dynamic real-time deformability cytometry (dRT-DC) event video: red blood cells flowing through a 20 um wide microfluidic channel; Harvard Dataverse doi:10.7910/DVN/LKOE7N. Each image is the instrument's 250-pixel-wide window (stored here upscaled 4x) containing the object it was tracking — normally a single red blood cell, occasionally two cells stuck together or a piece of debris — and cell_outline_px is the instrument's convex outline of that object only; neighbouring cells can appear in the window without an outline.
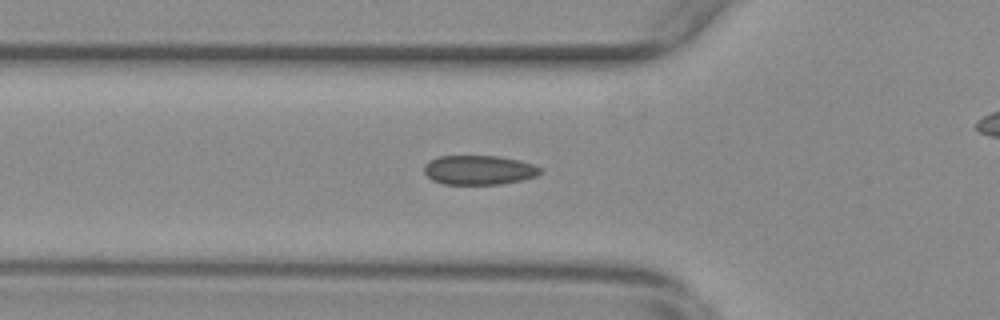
{"species": "common noctule bat (a hibernating species)", "species_latin": "Nyctalus noctula", "temperature_condition": "warm", "stored_images_in_passage": 49, "camera_frame_rate_fps": 3000, "um_per_image_px": 0.085, "animal": {"sex": "female", "body_mass_g": 29.2, "forearm_length_mm": 56.3}, "frame": {"image": 1, "passage_image": 20, "time_ms": 6.333, "image_size_px": [1000, 320], "cell_outline_px": [[544, 172], [536, 176], [524, 180], [500, 184], [444, 184], [432, 180], [424, 172], [424, 164], [440, 156], [496, 156], [516, 160], [532, 164], [540, 168]], "centroid_in_image_um": [40.72, 14.46], "position_along_channel_um": 85.1, "area_um2": 19.77}}
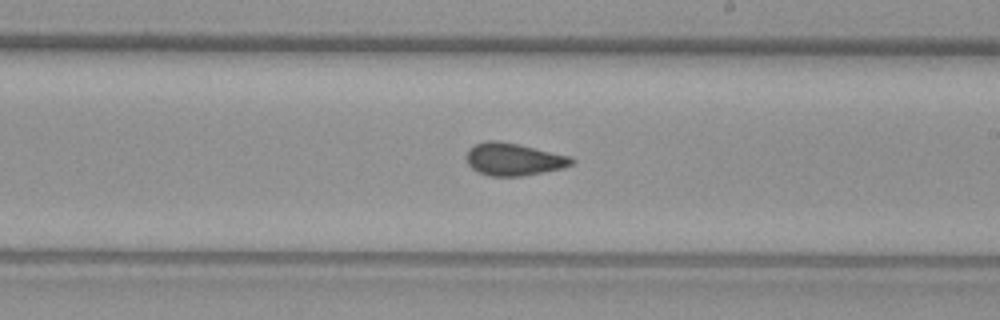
{"frame": {"image": 2, "passage_image": 33, "time_ms": 10.667, "image_size_px": [1000, 320], "cell_outline_px": [[576, 160], [572, 164], [564, 168], [544, 172], [520, 176], [488, 176], [476, 172], [468, 164], [464, 156], [468, 148], [484, 140], [500, 140], [572, 156]], "centroid_in_image_um": [43.63, 13.53], "position_along_channel_um": 245.4, "area_um2": 20.35}}
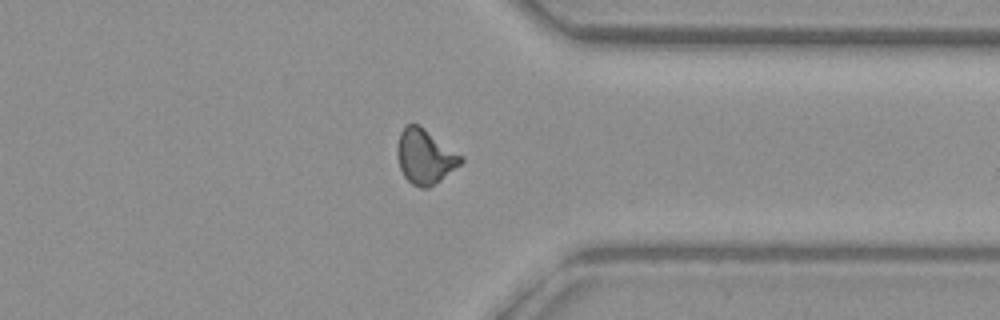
{"frame": {"image": 3, "passage_image": 44, "time_ms": 14.333, "image_size_px": [1000, 320], "cell_outline_px": [[464, 160], [460, 164], [440, 180], [428, 188], [420, 188], [412, 184], [404, 176], [400, 168], [396, 152], [396, 148], [400, 132], [408, 124], [416, 124], [424, 128], [464, 156]], "centroid_in_image_um": [36.12, 13.31], "position_along_channel_um": 375.3, "area_um2": 20.17}, "authors_computed_cell_mechanics": {"area_um2": 19.7098, "velocity_mm_per_s": 3.6917, "shape_relaxation_time_tau1_ms": null, "shape_relaxation_time_tau2_ms": 1.3007, "deformation_change_tau1": null, "deformation_change_tau2": 0.07}}